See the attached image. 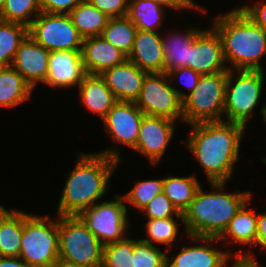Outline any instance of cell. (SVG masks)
<instances>
[{"instance_id":"8fae6325","label":"cell","mask_w":266,"mask_h":267,"mask_svg":"<svg viewBox=\"0 0 266 267\" xmlns=\"http://www.w3.org/2000/svg\"><path fill=\"white\" fill-rule=\"evenodd\" d=\"M29 35L50 52L81 50L84 40L69 14L41 12L29 26Z\"/></svg>"},{"instance_id":"8d00e7d4","label":"cell","mask_w":266,"mask_h":267,"mask_svg":"<svg viewBox=\"0 0 266 267\" xmlns=\"http://www.w3.org/2000/svg\"><path fill=\"white\" fill-rule=\"evenodd\" d=\"M88 1L110 18L127 16L129 0H88Z\"/></svg>"},{"instance_id":"f35d334b","label":"cell","mask_w":266,"mask_h":267,"mask_svg":"<svg viewBox=\"0 0 266 267\" xmlns=\"http://www.w3.org/2000/svg\"><path fill=\"white\" fill-rule=\"evenodd\" d=\"M167 74L171 83H173L174 78H180L181 83L190 90L189 93L194 90L201 77L200 74L189 67H180L167 72Z\"/></svg>"},{"instance_id":"9a60e30c","label":"cell","mask_w":266,"mask_h":267,"mask_svg":"<svg viewBox=\"0 0 266 267\" xmlns=\"http://www.w3.org/2000/svg\"><path fill=\"white\" fill-rule=\"evenodd\" d=\"M86 75L81 50L51 51L44 83L50 87L71 88L79 86Z\"/></svg>"},{"instance_id":"5b68a950","label":"cell","mask_w":266,"mask_h":267,"mask_svg":"<svg viewBox=\"0 0 266 267\" xmlns=\"http://www.w3.org/2000/svg\"><path fill=\"white\" fill-rule=\"evenodd\" d=\"M19 257L30 267H52L59 258L58 219L23 212Z\"/></svg>"},{"instance_id":"e575fe53","label":"cell","mask_w":266,"mask_h":267,"mask_svg":"<svg viewBox=\"0 0 266 267\" xmlns=\"http://www.w3.org/2000/svg\"><path fill=\"white\" fill-rule=\"evenodd\" d=\"M167 254L161 249L140 239L135 240L133 267H166Z\"/></svg>"},{"instance_id":"7dc6e473","label":"cell","mask_w":266,"mask_h":267,"mask_svg":"<svg viewBox=\"0 0 266 267\" xmlns=\"http://www.w3.org/2000/svg\"><path fill=\"white\" fill-rule=\"evenodd\" d=\"M5 0H0V13L2 11V8L4 6Z\"/></svg>"},{"instance_id":"5bb4252c","label":"cell","mask_w":266,"mask_h":267,"mask_svg":"<svg viewBox=\"0 0 266 267\" xmlns=\"http://www.w3.org/2000/svg\"><path fill=\"white\" fill-rule=\"evenodd\" d=\"M174 120L144 115L134 150L156 165L162 158L174 133Z\"/></svg>"},{"instance_id":"484cf974","label":"cell","mask_w":266,"mask_h":267,"mask_svg":"<svg viewBox=\"0 0 266 267\" xmlns=\"http://www.w3.org/2000/svg\"><path fill=\"white\" fill-rule=\"evenodd\" d=\"M69 16L73 25L84 39L102 35V32L110 19V17L101 12L88 0H83L78 4L69 13Z\"/></svg>"},{"instance_id":"f6af8a7d","label":"cell","mask_w":266,"mask_h":267,"mask_svg":"<svg viewBox=\"0 0 266 267\" xmlns=\"http://www.w3.org/2000/svg\"><path fill=\"white\" fill-rule=\"evenodd\" d=\"M52 267H80L74 263L65 261L61 258H58V260L53 264Z\"/></svg>"},{"instance_id":"4fadbf2b","label":"cell","mask_w":266,"mask_h":267,"mask_svg":"<svg viewBox=\"0 0 266 267\" xmlns=\"http://www.w3.org/2000/svg\"><path fill=\"white\" fill-rule=\"evenodd\" d=\"M144 115L134 102L118 101L102 121L111 140L134 149Z\"/></svg>"},{"instance_id":"9c48e42d","label":"cell","mask_w":266,"mask_h":267,"mask_svg":"<svg viewBox=\"0 0 266 267\" xmlns=\"http://www.w3.org/2000/svg\"><path fill=\"white\" fill-rule=\"evenodd\" d=\"M168 74L147 73L139 96L134 102L148 116L183 122V99L187 96L170 84Z\"/></svg>"},{"instance_id":"b9f144b4","label":"cell","mask_w":266,"mask_h":267,"mask_svg":"<svg viewBox=\"0 0 266 267\" xmlns=\"http://www.w3.org/2000/svg\"><path fill=\"white\" fill-rule=\"evenodd\" d=\"M252 254V252L250 254V252L246 253L244 251L242 253L237 252L235 255L233 253L231 267H261L258 265V261L254 260Z\"/></svg>"},{"instance_id":"836d02e7","label":"cell","mask_w":266,"mask_h":267,"mask_svg":"<svg viewBox=\"0 0 266 267\" xmlns=\"http://www.w3.org/2000/svg\"><path fill=\"white\" fill-rule=\"evenodd\" d=\"M161 192H163V179L141 180L123 197L127 204L141 211L153 197Z\"/></svg>"},{"instance_id":"d590c367","label":"cell","mask_w":266,"mask_h":267,"mask_svg":"<svg viewBox=\"0 0 266 267\" xmlns=\"http://www.w3.org/2000/svg\"><path fill=\"white\" fill-rule=\"evenodd\" d=\"M141 211L145 212L148 219H162L176 216L183 223V214L178 212L163 192L153 197Z\"/></svg>"},{"instance_id":"4dcf8cb0","label":"cell","mask_w":266,"mask_h":267,"mask_svg":"<svg viewBox=\"0 0 266 267\" xmlns=\"http://www.w3.org/2000/svg\"><path fill=\"white\" fill-rule=\"evenodd\" d=\"M41 12L40 0H5L0 20L29 27Z\"/></svg>"},{"instance_id":"30bf717a","label":"cell","mask_w":266,"mask_h":267,"mask_svg":"<svg viewBox=\"0 0 266 267\" xmlns=\"http://www.w3.org/2000/svg\"><path fill=\"white\" fill-rule=\"evenodd\" d=\"M114 199L95 203L77 215L103 246L124 239L129 226L124 197L115 195Z\"/></svg>"},{"instance_id":"83f0119b","label":"cell","mask_w":266,"mask_h":267,"mask_svg":"<svg viewBox=\"0 0 266 267\" xmlns=\"http://www.w3.org/2000/svg\"><path fill=\"white\" fill-rule=\"evenodd\" d=\"M200 186L195 175L163 178V193L170 199L179 213H184L194 199Z\"/></svg>"},{"instance_id":"7402d4cb","label":"cell","mask_w":266,"mask_h":267,"mask_svg":"<svg viewBox=\"0 0 266 267\" xmlns=\"http://www.w3.org/2000/svg\"><path fill=\"white\" fill-rule=\"evenodd\" d=\"M23 232V211L0 205V257H19Z\"/></svg>"},{"instance_id":"cb8c5ba5","label":"cell","mask_w":266,"mask_h":267,"mask_svg":"<svg viewBox=\"0 0 266 267\" xmlns=\"http://www.w3.org/2000/svg\"><path fill=\"white\" fill-rule=\"evenodd\" d=\"M250 199L238 210L230 220L227 228L218 238L219 241L229 239L241 245L255 244L257 240V214L255 210L247 208Z\"/></svg>"},{"instance_id":"1f68e13d","label":"cell","mask_w":266,"mask_h":267,"mask_svg":"<svg viewBox=\"0 0 266 267\" xmlns=\"http://www.w3.org/2000/svg\"><path fill=\"white\" fill-rule=\"evenodd\" d=\"M135 240L127 236L117 243L103 246L101 267H133Z\"/></svg>"},{"instance_id":"7a4b0ae2","label":"cell","mask_w":266,"mask_h":267,"mask_svg":"<svg viewBox=\"0 0 266 267\" xmlns=\"http://www.w3.org/2000/svg\"><path fill=\"white\" fill-rule=\"evenodd\" d=\"M186 146L204 168L209 182H228L239 159L245 126L225 121L190 125Z\"/></svg>"},{"instance_id":"74e56055","label":"cell","mask_w":266,"mask_h":267,"mask_svg":"<svg viewBox=\"0 0 266 267\" xmlns=\"http://www.w3.org/2000/svg\"><path fill=\"white\" fill-rule=\"evenodd\" d=\"M83 0H40L41 11L52 14H69Z\"/></svg>"},{"instance_id":"3957f363","label":"cell","mask_w":266,"mask_h":267,"mask_svg":"<svg viewBox=\"0 0 266 267\" xmlns=\"http://www.w3.org/2000/svg\"><path fill=\"white\" fill-rule=\"evenodd\" d=\"M210 185L212 191L209 193L199 186L190 206L183 213L186 235L219 238L230 220L251 198V191L224 193L222 190L226 182H210Z\"/></svg>"},{"instance_id":"d4e9b609","label":"cell","mask_w":266,"mask_h":267,"mask_svg":"<svg viewBox=\"0 0 266 267\" xmlns=\"http://www.w3.org/2000/svg\"><path fill=\"white\" fill-rule=\"evenodd\" d=\"M33 88L12 67H0V107H15L29 99Z\"/></svg>"},{"instance_id":"ab89813d","label":"cell","mask_w":266,"mask_h":267,"mask_svg":"<svg viewBox=\"0 0 266 267\" xmlns=\"http://www.w3.org/2000/svg\"><path fill=\"white\" fill-rule=\"evenodd\" d=\"M253 6L244 5L240 9L258 26L266 32V3Z\"/></svg>"},{"instance_id":"2e32d148","label":"cell","mask_w":266,"mask_h":267,"mask_svg":"<svg viewBox=\"0 0 266 267\" xmlns=\"http://www.w3.org/2000/svg\"><path fill=\"white\" fill-rule=\"evenodd\" d=\"M187 237L195 242L202 241L204 245L184 246L172 260L166 256V267H225L228 260L230 261V257L233 256L232 252H227V249L220 251L213 245H208V242L211 244L213 241L217 242L218 238L189 235Z\"/></svg>"},{"instance_id":"4316f807","label":"cell","mask_w":266,"mask_h":267,"mask_svg":"<svg viewBox=\"0 0 266 267\" xmlns=\"http://www.w3.org/2000/svg\"><path fill=\"white\" fill-rule=\"evenodd\" d=\"M151 0H129L127 17L138 30L157 32L162 25L165 9Z\"/></svg>"},{"instance_id":"8992f818","label":"cell","mask_w":266,"mask_h":267,"mask_svg":"<svg viewBox=\"0 0 266 267\" xmlns=\"http://www.w3.org/2000/svg\"><path fill=\"white\" fill-rule=\"evenodd\" d=\"M59 258L80 267H101L103 245L77 216H58Z\"/></svg>"},{"instance_id":"52a82bcc","label":"cell","mask_w":266,"mask_h":267,"mask_svg":"<svg viewBox=\"0 0 266 267\" xmlns=\"http://www.w3.org/2000/svg\"><path fill=\"white\" fill-rule=\"evenodd\" d=\"M228 72L201 75L197 86L183 99V122L188 125L222 121Z\"/></svg>"},{"instance_id":"d6a6232c","label":"cell","mask_w":266,"mask_h":267,"mask_svg":"<svg viewBox=\"0 0 266 267\" xmlns=\"http://www.w3.org/2000/svg\"><path fill=\"white\" fill-rule=\"evenodd\" d=\"M177 224L178 222L174 220V217L148 219L145 224L148 238L140 240L151 245H154L155 242L156 244L172 246L179 232Z\"/></svg>"},{"instance_id":"60d3db41","label":"cell","mask_w":266,"mask_h":267,"mask_svg":"<svg viewBox=\"0 0 266 267\" xmlns=\"http://www.w3.org/2000/svg\"><path fill=\"white\" fill-rule=\"evenodd\" d=\"M154 1L155 3H158L159 5L163 6V7H169V8H173L174 10H179V9H195V8H199V10H201V12H206V10L204 8H201L200 6L195 5L196 3H194L193 0H151Z\"/></svg>"},{"instance_id":"ac0fdd59","label":"cell","mask_w":266,"mask_h":267,"mask_svg":"<svg viewBox=\"0 0 266 267\" xmlns=\"http://www.w3.org/2000/svg\"><path fill=\"white\" fill-rule=\"evenodd\" d=\"M146 75V71H143L128 59L124 63L108 68L100 74L116 99L125 102L136 101Z\"/></svg>"},{"instance_id":"f1b7e54d","label":"cell","mask_w":266,"mask_h":267,"mask_svg":"<svg viewBox=\"0 0 266 267\" xmlns=\"http://www.w3.org/2000/svg\"><path fill=\"white\" fill-rule=\"evenodd\" d=\"M29 35V27L0 20V67L12 66L17 50Z\"/></svg>"},{"instance_id":"e0dca14e","label":"cell","mask_w":266,"mask_h":267,"mask_svg":"<svg viewBox=\"0 0 266 267\" xmlns=\"http://www.w3.org/2000/svg\"><path fill=\"white\" fill-rule=\"evenodd\" d=\"M50 51L38 44L30 35L20 44L12 67L34 89L37 82H45Z\"/></svg>"},{"instance_id":"6da1fadb","label":"cell","mask_w":266,"mask_h":267,"mask_svg":"<svg viewBox=\"0 0 266 267\" xmlns=\"http://www.w3.org/2000/svg\"><path fill=\"white\" fill-rule=\"evenodd\" d=\"M118 148L97 153H81L68 175L58 206V216H75L105 195L120 158Z\"/></svg>"},{"instance_id":"603a6c76","label":"cell","mask_w":266,"mask_h":267,"mask_svg":"<svg viewBox=\"0 0 266 267\" xmlns=\"http://www.w3.org/2000/svg\"><path fill=\"white\" fill-rule=\"evenodd\" d=\"M200 31L199 28L193 27L183 33L184 35L167 33V37L161 36L165 73L180 67H189L190 44Z\"/></svg>"},{"instance_id":"7c38bea8","label":"cell","mask_w":266,"mask_h":267,"mask_svg":"<svg viewBox=\"0 0 266 267\" xmlns=\"http://www.w3.org/2000/svg\"><path fill=\"white\" fill-rule=\"evenodd\" d=\"M224 63L222 40L217 30L213 26L201 30L190 44L189 68L200 75H211L228 72Z\"/></svg>"},{"instance_id":"ba28073f","label":"cell","mask_w":266,"mask_h":267,"mask_svg":"<svg viewBox=\"0 0 266 267\" xmlns=\"http://www.w3.org/2000/svg\"><path fill=\"white\" fill-rule=\"evenodd\" d=\"M229 69L225 88L224 115L228 122L247 126L263 89L265 72L259 70Z\"/></svg>"},{"instance_id":"d6986e66","label":"cell","mask_w":266,"mask_h":267,"mask_svg":"<svg viewBox=\"0 0 266 267\" xmlns=\"http://www.w3.org/2000/svg\"><path fill=\"white\" fill-rule=\"evenodd\" d=\"M81 55L87 74H101L104 70L127 60V55L102 35L85 38Z\"/></svg>"},{"instance_id":"bcb514c9","label":"cell","mask_w":266,"mask_h":267,"mask_svg":"<svg viewBox=\"0 0 266 267\" xmlns=\"http://www.w3.org/2000/svg\"><path fill=\"white\" fill-rule=\"evenodd\" d=\"M261 113H262V116L264 118L263 120L265 121V124H266V105H264V107H262Z\"/></svg>"},{"instance_id":"f546056e","label":"cell","mask_w":266,"mask_h":267,"mask_svg":"<svg viewBox=\"0 0 266 267\" xmlns=\"http://www.w3.org/2000/svg\"><path fill=\"white\" fill-rule=\"evenodd\" d=\"M137 30L127 16L115 17L108 20L102 36L128 56L132 50Z\"/></svg>"},{"instance_id":"44dd1931","label":"cell","mask_w":266,"mask_h":267,"mask_svg":"<svg viewBox=\"0 0 266 267\" xmlns=\"http://www.w3.org/2000/svg\"><path fill=\"white\" fill-rule=\"evenodd\" d=\"M79 91L85 107L101 119L118 102L100 74H87L79 85Z\"/></svg>"},{"instance_id":"7bdbcfd3","label":"cell","mask_w":266,"mask_h":267,"mask_svg":"<svg viewBox=\"0 0 266 267\" xmlns=\"http://www.w3.org/2000/svg\"><path fill=\"white\" fill-rule=\"evenodd\" d=\"M255 245H259L262 250L266 249V212L257 214V240Z\"/></svg>"},{"instance_id":"ee69618b","label":"cell","mask_w":266,"mask_h":267,"mask_svg":"<svg viewBox=\"0 0 266 267\" xmlns=\"http://www.w3.org/2000/svg\"><path fill=\"white\" fill-rule=\"evenodd\" d=\"M0 267H30L20 257H0Z\"/></svg>"},{"instance_id":"ffe728a7","label":"cell","mask_w":266,"mask_h":267,"mask_svg":"<svg viewBox=\"0 0 266 267\" xmlns=\"http://www.w3.org/2000/svg\"><path fill=\"white\" fill-rule=\"evenodd\" d=\"M127 59L147 73L164 72V51L158 32L137 30Z\"/></svg>"},{"instance_id":"277c9868","label":"cell","mask_w":266,"mask_h":267,"mask_svg":"<svg viewBox=\"0 0 266 267\" xmlns=\"http://www.w3.org/2000/svg\"><path fill=\"white\" fill-rule=\"evenodd\" d=\"M213 27L219 33L225 62L236 70L264 71L261 57L266 55V32L240 8L218 14Z\"/></svg>"}]
</instances>
